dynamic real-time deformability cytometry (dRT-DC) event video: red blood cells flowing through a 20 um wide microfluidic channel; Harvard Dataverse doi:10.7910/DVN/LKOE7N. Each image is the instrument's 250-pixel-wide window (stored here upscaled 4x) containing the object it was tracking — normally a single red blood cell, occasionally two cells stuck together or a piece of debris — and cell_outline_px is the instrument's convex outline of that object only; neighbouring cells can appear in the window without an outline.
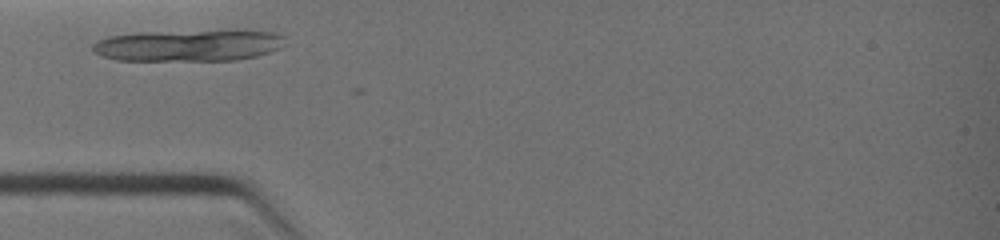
{"species": "common noctule bat (a hibernating species)", "species_latin": "Nyctalus noctula", "temperature_condition": "warm", "stored_images_in_passage": 26, "camera_frame_rate_fps": 3000, "um_per_image_px": 0.085, "animal": {"sex": "female", "body_mass_g": 19.0, "forearm_length_mm": 51.5}, "frame": {"image": 1, "passage_image": 1, "time_ms": 0.0, "image_size_px": [1000, 240], "cell_outline_px": [[284, 36], [280, 48], [256, 56], [236, 60], [116, 60], [100, 56], [92, 52], [92, 44], [108, 36], [140, 32], [276, 32]], "centroid_in_image_um": [15.92, 3.89], "position_along_channel_um": 69.1, "area_um2": 34.56}}
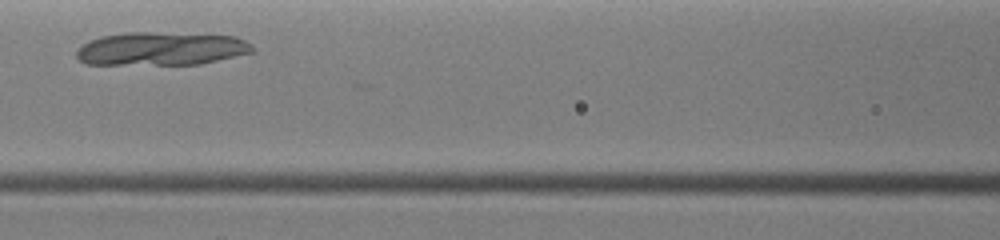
{"frame": {"image": 2, "passage_image": 7, "time_ms": 1.667, "image_size_px": [1000, 240], "cell_outline_px": [[256, 52], [200, 64], [84, 64], [76, 56], [76, 52], [84, 44], [92, 40], [104, 36], [124, 32], [156, 32], [236, 36], [252, 44], [256, 48]], "centroid_in_image_um": [13.77, 4.14], "position_along_channel_um": 152.8, "area_um2": 34.16}}
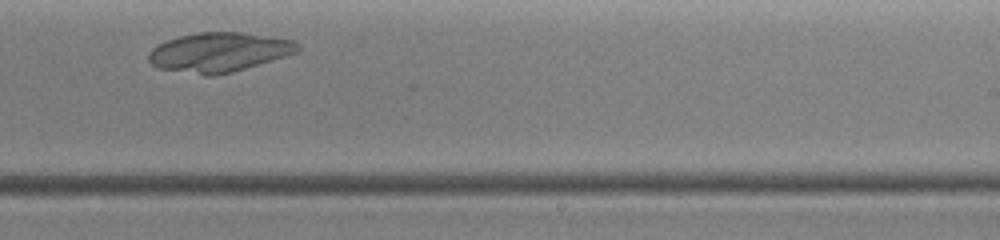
{"frame": {"image": 3, "passage_image": 17, "time_ms": 4.0, "image_size_px": [1000, 240], "cell_outline_px": [[300, 52], [232, 72], [216, 76], [208, 76], [156, 68], [148, 60], [148, 52], [152, 48], [168, 40], [180, 36], [200, 32], [244, 32], [292, 40], [300, 44]], "centroid_in_image_um": [18.63, 4.44], "position_along_channel_um": 270.4, "area_um2": 34.33}}